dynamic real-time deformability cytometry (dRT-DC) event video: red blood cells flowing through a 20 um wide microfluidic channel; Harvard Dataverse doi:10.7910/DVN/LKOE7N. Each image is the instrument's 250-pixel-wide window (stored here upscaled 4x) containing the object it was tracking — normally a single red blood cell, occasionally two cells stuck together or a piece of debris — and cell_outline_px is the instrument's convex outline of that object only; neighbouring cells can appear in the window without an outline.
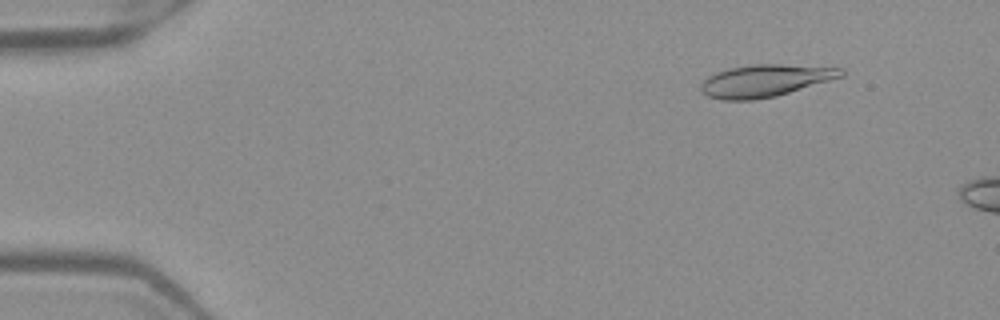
{"species": "Egyptian fruit bat (a non-hibernating species)", "species_latin": "Rousettus aegyptiacus", "temperature_condition": "warm", "stored_images_in_passage": 10, "camera_frame_rate_fps": 3000, "um_per_image_px": 0.085, "frame": {"image": 1, "passage_image": 6, "time_ms": 1.667, "image_size_px": [1000, 320], "cell_outline_px": [[844, 76], [776, 96], [752, 100], [720, 100], [708, 96], [700, 92], [700, 84], [708, 76], [716, 72], [728, 68], [752, 64], [784, 64], [844, 68]], "centroid_in_image_um": [65.01, 6.85], "position_along_channel_um": 20.0, "area_um2": 26.47}}